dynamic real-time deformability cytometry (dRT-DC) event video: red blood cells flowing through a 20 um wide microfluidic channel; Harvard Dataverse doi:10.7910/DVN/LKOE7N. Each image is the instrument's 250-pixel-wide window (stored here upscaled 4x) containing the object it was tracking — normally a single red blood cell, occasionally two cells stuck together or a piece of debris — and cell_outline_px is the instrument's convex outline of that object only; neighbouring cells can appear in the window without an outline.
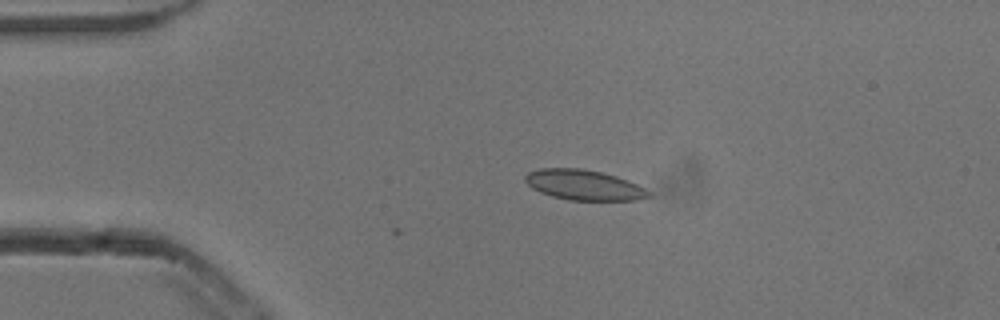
{"species": "common noctule bat (a hibernating species)", "species_latin": "Nyctalus noctula", "temperature_condition": "cold", "stored_images_in_passage": 4, "camera_frame_rate_fps": 3000, "um_per_image_px": 0.085, "animal": {"sex": "male", "body_mass_g": 13.3}, "frame": {"image": 1, "passage_image": 4, "time_ms": 1.0, "image_size_px": [1000, 320], "cell_outline_px": [[652, 196], [636, 200], [568, 200], [552, 196], [540, 192], [532, 188], [524, 180], [524, 176], [528, 172], [540, 168], [580, 168], [600, 172], [616, 176], [628, 180], [652, 192]], "centroid_in_image_um": [49.63, 15.72], "position_along_channel_um": 35.4, "area_um2": 21.79}}